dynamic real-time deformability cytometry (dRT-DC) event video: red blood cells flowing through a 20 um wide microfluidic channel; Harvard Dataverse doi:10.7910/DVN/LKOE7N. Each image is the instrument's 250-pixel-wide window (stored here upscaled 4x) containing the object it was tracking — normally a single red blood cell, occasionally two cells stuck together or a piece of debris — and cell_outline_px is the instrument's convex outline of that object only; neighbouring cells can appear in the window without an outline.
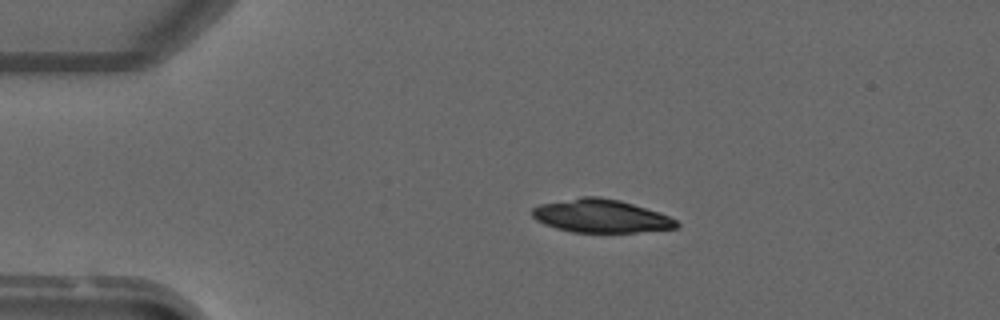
{"species": "common noctule bat (a hibernating species)", "species_latin": "Nyctalus noctula", "temperature_condition": "warm", "stored_images_in_passage": 1, "camera_frame_rate_fps": 3000, "um_per_image_px": 0.085, "animal": {"sex": "male", "forearm_length_mm": 52.5}, "frame": {"image": 1, "passage_image": 1, "time_ms": 0.0, "image_size_px": [1000, 320], "cell_outline_px": [[680, 224], [676, 228], [636, 232], [572, 232], [556, 228], [544, 224], [536, 220], [532, 216], [532, 208], [540, 204], [580, 196], [600, 196], [620, 200], [660, 212], [676, 220]], "centroid_in_image_um": [51.06, 18.35], "position_along_channel_um": 33.9, "area_um2": 28.03}}